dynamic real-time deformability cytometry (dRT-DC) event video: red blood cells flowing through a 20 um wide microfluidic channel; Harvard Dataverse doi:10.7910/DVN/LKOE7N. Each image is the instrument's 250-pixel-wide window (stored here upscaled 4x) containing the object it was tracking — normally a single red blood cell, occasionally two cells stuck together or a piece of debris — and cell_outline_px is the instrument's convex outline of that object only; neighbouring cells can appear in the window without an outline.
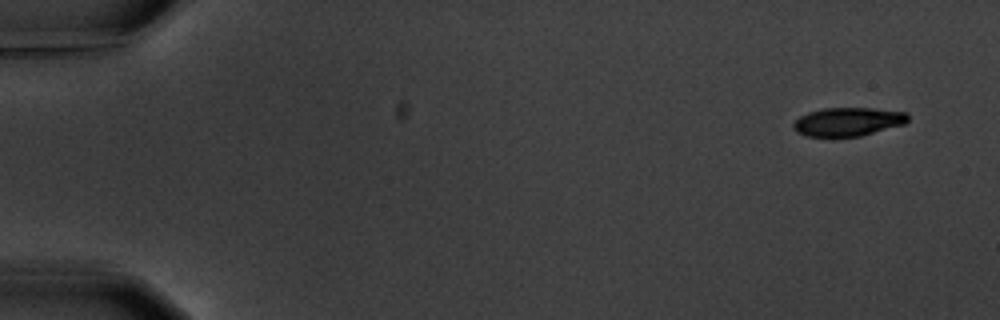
{"species": "common noctule bat (a hibernating species)", "species_latin": "Nyctalus noctula", "temperature_condition": "warm", "stored_images_in_passage": 4, "camera_frame_rate_fps": 3000, "um_per_image_px": 0.085, "animal": {"sex": "male", "body_mass_g": 20.1, "forearm_length_mm": 53.5}, "frame": {"image": 1, "passage_image": 1, "time_ms": 0.0, "image_size_px": [1000, 320], "cell_outline_px": [[908, 120], [904, 124], [860, 136], [808, 136], [796, 132], [792, 128], [792, 124], [800, 116], [808, 112], [824, 108], [872, 108], [908, 112]], "centroid_in_image_um": [72.07, 10.34], "position_along_channel_um": 12.9, "area_um2": 19.02}}
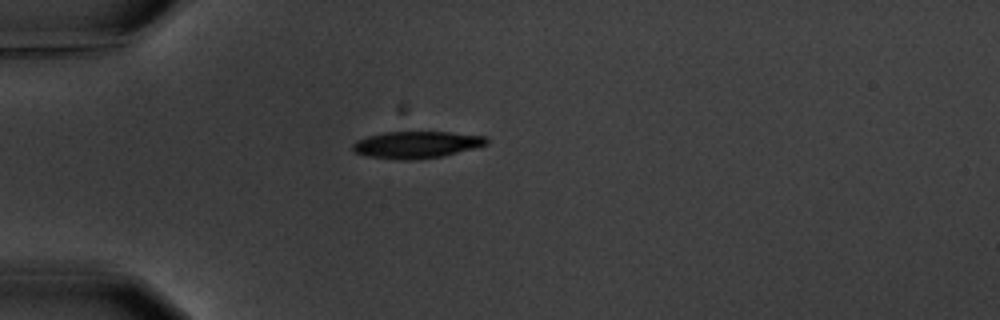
{"frame": {"image": 2, "passage_image": 4, "time_ms": 4.333, "image_size_px": [1000, 320], "cell_outline_px": [[488, 144], [440, 156], [408, 160], [400, 160], [368, 156], [356, 152], [352, 148], [352, 144], [356, 140], [368, 136], [384, 132], [448, 132], [484, 136], [488, 140]], "centroid_in_image_um": [35.36, 12.29], "position_along_channel_um": 49.6, "area_um2": 20.58}}